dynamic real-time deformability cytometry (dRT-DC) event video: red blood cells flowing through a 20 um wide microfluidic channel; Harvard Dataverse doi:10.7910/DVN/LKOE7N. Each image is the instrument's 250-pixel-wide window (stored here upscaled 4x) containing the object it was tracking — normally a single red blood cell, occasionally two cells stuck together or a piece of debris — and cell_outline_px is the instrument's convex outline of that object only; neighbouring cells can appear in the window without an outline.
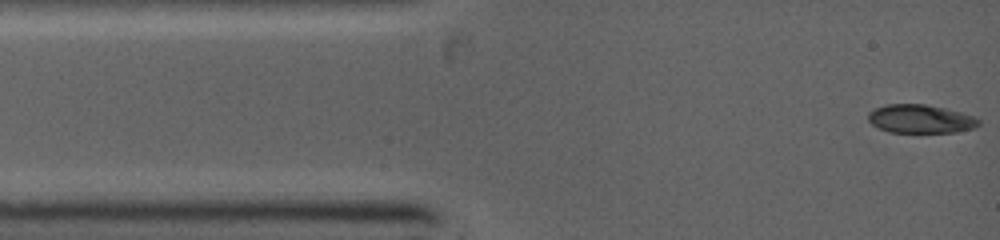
{"species": "common noctule bat (a hibernating species)", "species_latin": "Nyctalus noctula", "temperature_condition": "warm", "stored_images_in_passage": 9, "camera_frame_rate_fps": 5000, "um_per_image_px": 0.085, "animal": {"sex": "female", "body_mass_g": 19.0, "forearm_length_mm": 53.3}, "frame": {"image": 1, "passage_image": 1, "time_ms": 0.0, "image_size_px": [1000, 240], "cell_outline_px": [[980, 124], [972, 128], [956, 132], [888, 132], [876, 128], [868, 120], [868, 112], [884, 104], [924, 104], [944, 108], [960, 112], [972, 116], [980, 120]], "centroid_in_image_um": [78.19, 10.11], "position_along_channel_um": 6.8, "area_um2": 18.32}}
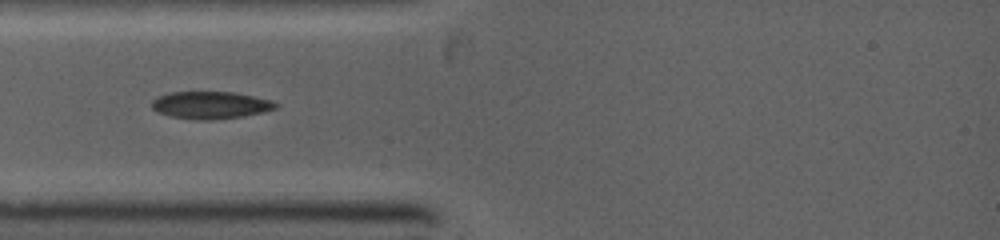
{"frame": {"image": 2, "passage_image": 8, "time_ms": 2.6, "image_size_px": [1000, 240], "cell_outline_px": [[280, 104], [276, 108], [244, 116], [212, 120], [196, 120], [172, 116], [160, 112], [152, 108], [152, 100], [156, 96], [172, 92], [236, 92], [272, 100]], "centroid_in_image_um": [17.92, 8.92], "position_along_channel_um": 67.1, "area_um2": 19.71}}